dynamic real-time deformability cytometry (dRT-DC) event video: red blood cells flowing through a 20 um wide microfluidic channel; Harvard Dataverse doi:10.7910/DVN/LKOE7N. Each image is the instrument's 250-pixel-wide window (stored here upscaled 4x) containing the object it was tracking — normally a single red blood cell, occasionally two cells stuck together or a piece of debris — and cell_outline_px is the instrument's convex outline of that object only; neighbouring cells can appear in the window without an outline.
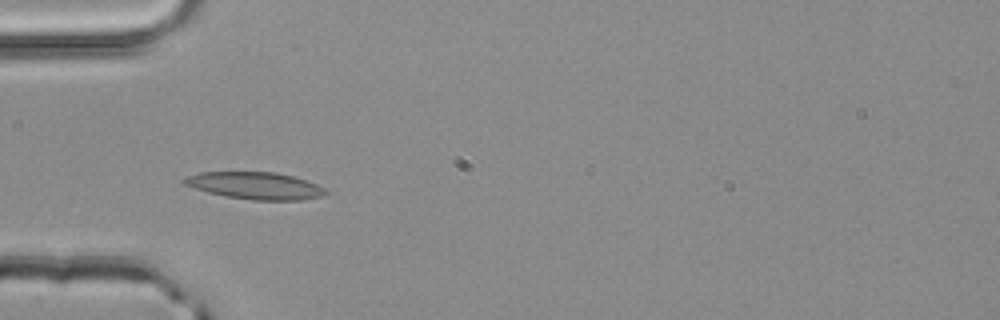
{"species": "common noctule bat (a hibernating species)", "species_latin": "Nyctalus noctula", "temperature_condition": "room temperature", "stored_images_in_passage": 41, "camera_frame_rate_fps": 3000, "um_per_image_px": 0.085, "animal": {"sex": "male", "body_mass_g": 20.4}, "frame": {"image": 1, "passage_image": 6, "time_ms": 1.667, "image_size_px": [1000, 320], "cell_outline_px": [[328, 192], [324, 196], [300, 200], [252, 200], [224, 196], [208, 192], [184, 184], [180, 180], [184, 176], [200, 172], [276, 172], [292, 176], [316, 184], [324, 188]], "centroid_in_image_um": [21.66, 15.78], "position_along_channel_um": 63.3, "area_um2": 22.37}}
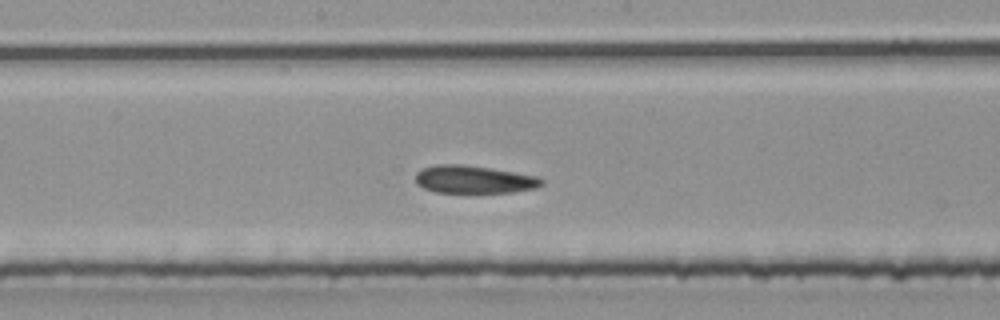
{"frame": {"image": 2, "passage_image": 17, "time_ms": 5.333, "image_size_px": [1000, 320], "cell_outline_px": [[544, 184], [536, 188], [512, 192], [436, 192], [424, 188], [416, 184], [416, 172], [420, 168], [436, 164], [464, 164], [492, 168], [540, 176], [544, 180]], "centroid_in_image_um": [40.3, 15.23], "position_along_channel_um": 207.9, "area_um2": 20.69}}
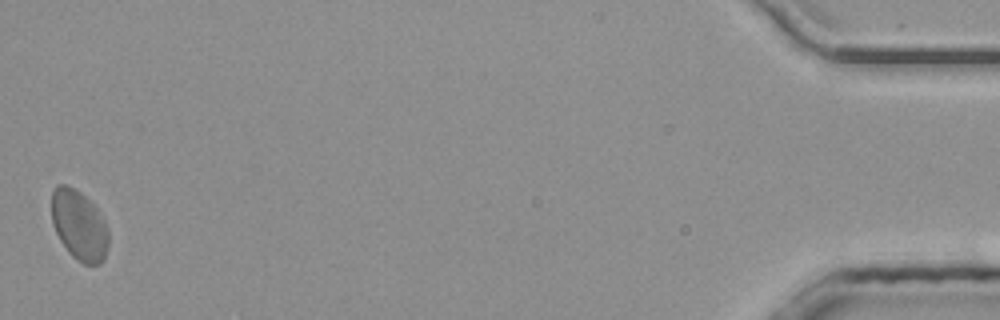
{"frame": {"image": 3, "passage_image": 41, "time_ms": 13.333, "image_size_px": [1000, 320], "cell_outline_px": [[108, 248], [104, 260], [100, 264], [84, 264], [76, 260], [68, 252], [60, 240], [52, 224], [52, 192], [56, 184], [64, 184], [80, 192], [100, 212], [108, 228]], "centroid_in_image_um": [6.73, 19.17], "position_along_channel_um": 428.5, "area_um2": 23.29}, "authors_computed_cell_mechanics": {"area_um2": 21.4438, "velocity_mm_per_s": 3.9926, "shape_relaxation_time_tau1_ms": null, "shape_relaxation_time_tau2_ms": 2.2695, "deformation_change_tau1": null, "deformation_change_tau2": 0.072}}